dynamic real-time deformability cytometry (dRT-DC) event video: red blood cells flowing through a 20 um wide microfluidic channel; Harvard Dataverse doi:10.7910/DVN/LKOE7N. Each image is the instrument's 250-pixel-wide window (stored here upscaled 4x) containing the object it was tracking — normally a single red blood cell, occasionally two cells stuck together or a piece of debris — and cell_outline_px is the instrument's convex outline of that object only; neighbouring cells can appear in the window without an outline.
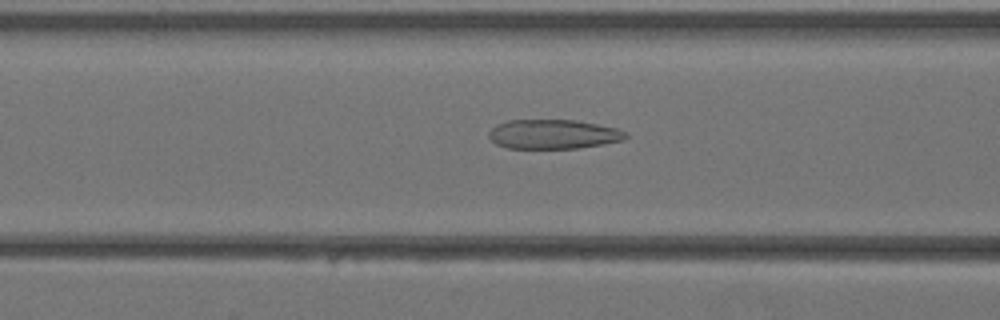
{"species": "Egyptian fruit bat (a non-hibernating species)", "species_latin": "Rousettus aegyptiacus", "temperature_condition": "warm", "stored_images_in_passage": 41, "camera_frame_rate_fps": 3000, "um_per_image_px": 0.085, "animal": {"sex": "female"}, "frame": {"image": 1, "passage_image": 16, "time_ms": 5.0, "image_size_px": [1000, 320], "cell_outline_px": [[628, 136], [624, 140], [604, 144], [580, 148], [508, 148], [496, 144], [488, 136], [488, 132], [496, 124], [508, 120], [576, 120], [616, 128], [628, 132]], "centroid_in_image_um": [47.04, 11.41], "position_along_channel_um": 119.6, "area_um2": 23.52}}
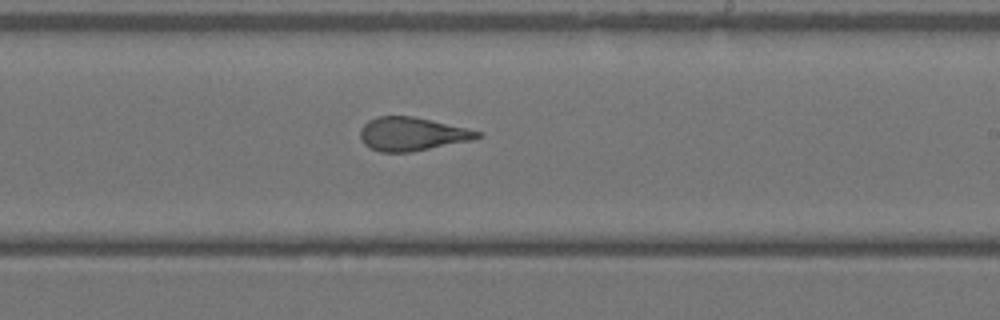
{"frame": {"image": 2, "passage_image": 24, "time_ms": 7.667, "image_size_px": [1000, 320], "cell_outline_px": [[484, 136], [472, 140], [412, 152], [380, 152], [368, 148], [364, 144], [360, 136], [360, 128], [368, 120], [376, 116], [412, 116], [464, 128], [480, 132]], "centroid_in_image_um": [34.97, 11.4], "position_along_channel_um": 254.0, "area_um2": 22.77}}
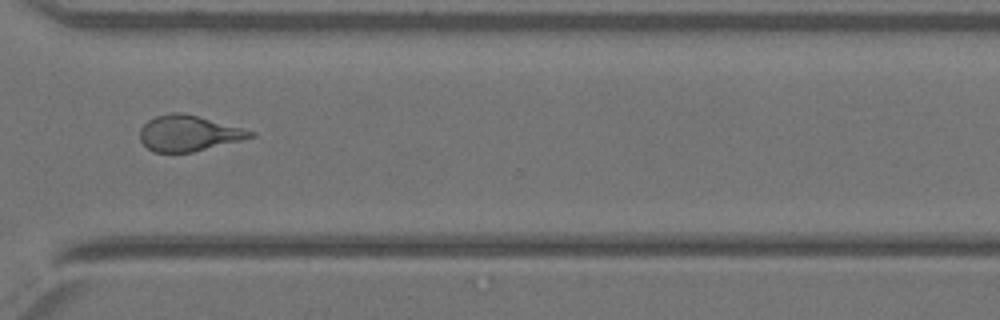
{"frame": {"image": 3, "passage_image": 30, "time_ms": 9.667, "image_size_px": [1000, 320], "cell_outline_px": [[256, 136], [192, 152], [152, 152], [140, 140], [140, 128], [148, 120], [156, 116], [172, 112], [180, 112], [196, 116], [256, 132]], "centroid_in_image_um": [15.99, 11.33], "position_along_channel_um": 354.6, "area_um2": 22.6}}